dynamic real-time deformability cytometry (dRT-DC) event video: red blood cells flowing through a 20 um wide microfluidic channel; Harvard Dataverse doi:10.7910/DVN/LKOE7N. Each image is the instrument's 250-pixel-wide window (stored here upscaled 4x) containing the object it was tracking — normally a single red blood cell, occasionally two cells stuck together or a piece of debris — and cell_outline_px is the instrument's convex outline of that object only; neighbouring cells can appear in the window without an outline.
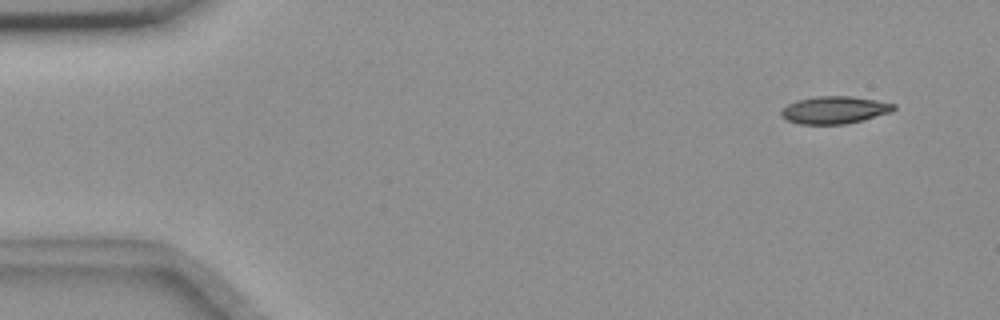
{"species": "common noctule bat (a hibernating species)", "species_latin": "Nyctalus noctula", "temperature_condition": "room temperature", "stored_images_in_passage": 55, "camera_frame_rate_fps": 3000, "um_per_image_px": 0.085, "animal": {"sex": "female", "body_mass_g": 18.4}, "frame": {"image": 1, "passage_image": 4, "time_ms": 1.0, "image_size_px": [1000, 320], "cell_outline_px": [[896, 108], [892, 112], [864, 120], [844, 124], [800, 124], [788, 120], [780, 116], [780, 112], [788, 104], [796, 100], [816, 96], [852, 96], [876, 100], [896, 104]], "centroid_in_image_um": [70.95, 9.34], "position_along_channel_um": 14.0, "area_um2": 18.09}}
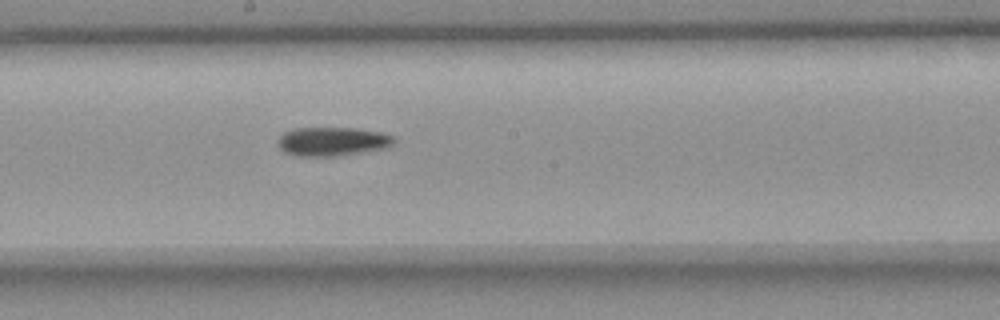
{"frame": {"image": 2, "passage_image": 30, "time_ms": 9.667, "image_size_px": [1000, 320], "cell_outline_px": [[396, 140], [388, 148], [336, 156], [296, 156], [284, 152], [276, 144], [276, 140], [284, 132], [296, 128], [356, 128], [380, 132], [392, 136]], "centroid_in_image_um": [28.22, 12.03], "position_along_channel_um": 220.0, "area_um2": 19.65}}
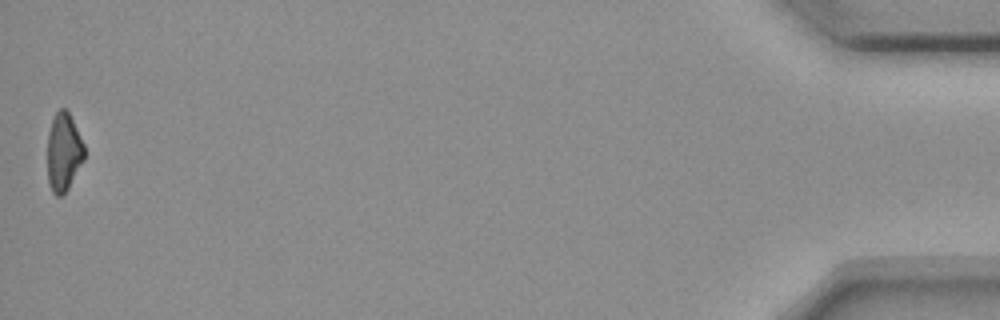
{"frame": {"image": 3, "passage_image": 55, "time_ms": 18.0, "image_size_px": [1000, 320], "cell_outline_px": [[84, 160], [68, 188], [60, 196], [56, 196], [52, 192], [48, 184], [48, 132], [52, 120], [56, 112], [60, 108], [64, 108], [68, 112], [84, 144]], "centroid_in_image_um": [5.4, 12.94], "position_along_channel_um": 429.8, "area_um2": 16.65}}